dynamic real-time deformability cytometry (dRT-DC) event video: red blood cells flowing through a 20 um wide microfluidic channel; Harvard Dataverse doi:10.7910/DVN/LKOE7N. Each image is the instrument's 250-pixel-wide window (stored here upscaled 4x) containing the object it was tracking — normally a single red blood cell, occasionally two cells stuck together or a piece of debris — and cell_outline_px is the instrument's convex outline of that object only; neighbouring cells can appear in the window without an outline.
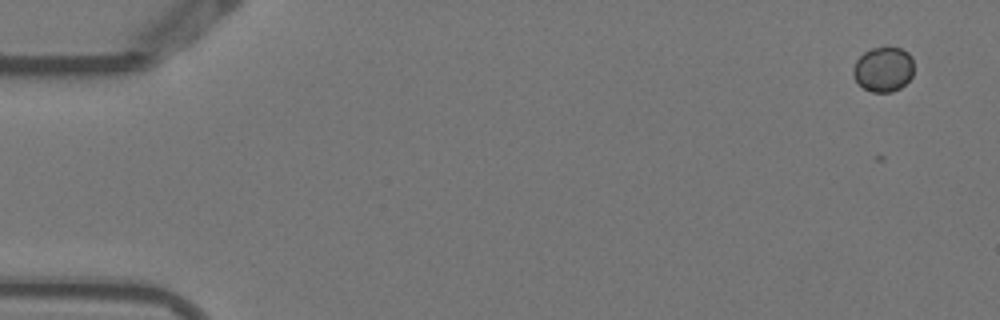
{"species": "Egyptian fruit bat (a non-hibernating species)", "species_latin": "Rousettus aegyptiacus", "temperature_condition": "warm", "stored_images_in_passage": 5, "camera_frame_rate_fps": 3000, "um_per_image_px": 0.085, "animal": {"sex": "female"}, "frame": {"image": 1, "passage_image": 1, "time_ms": 0.0, "image_size_px": [1000, 320], "cell_outline_px": [[912, 76], [900, 88], [892, 92], [872, 92], [864, 88], [852, 76], [852, 68], [856, 60], [864, 52], [872, 48], [884, 44], [900, 48], [908, 52], [912, 56]], "centroid_in_image_um": [75.07, 5.84], "position_along_channel_um": 9.9, "area_um2": 16.18}}
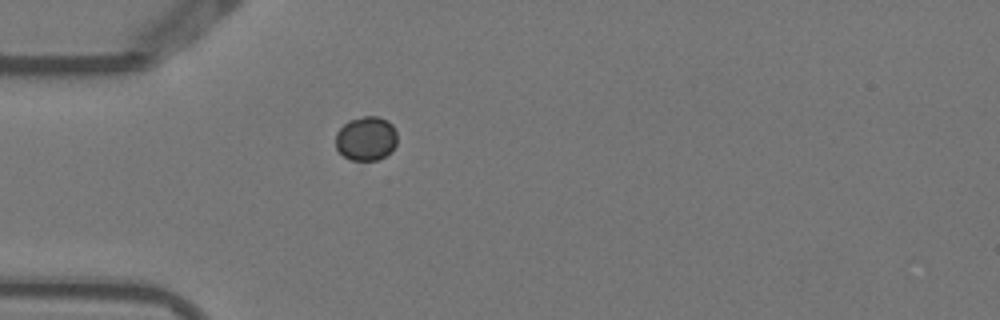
{"frame": {"image": 2, "passage_image": 5, "time_ms": 1.333, "image_size_px": [1000, 320], "cell_outline_px": [[396, 144], [384, 156], [376, 160], [352, 160], [344, 156], [336, 148], [336, 132], [348, 120], [364, 116], [376, 116], [388, 120], [392, 124], [396, 132]], "centroid_in_image_um": [31.1, 11.75], "position_along_channel_um": 53.9, "area_um2": 15.72}}